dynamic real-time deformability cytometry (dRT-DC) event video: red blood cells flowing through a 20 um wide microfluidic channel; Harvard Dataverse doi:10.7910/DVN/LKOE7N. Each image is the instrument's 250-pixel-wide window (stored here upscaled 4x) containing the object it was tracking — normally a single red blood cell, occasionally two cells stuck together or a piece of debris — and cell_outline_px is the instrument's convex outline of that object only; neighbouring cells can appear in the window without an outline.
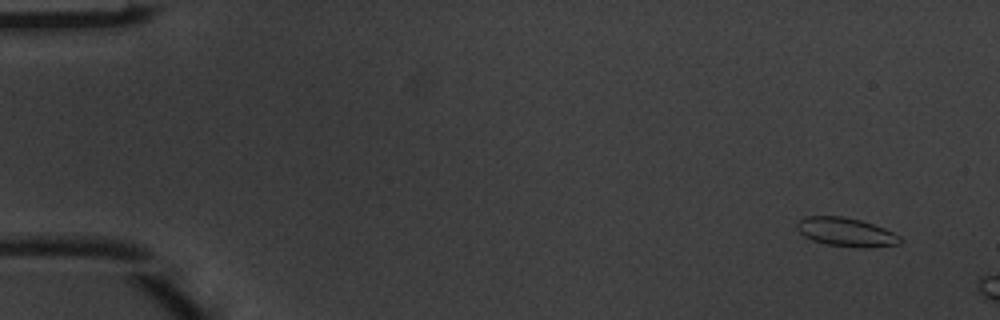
{"species": "common noctule bat (a hibernating species)", "species_latin": "Nyctalus noctula", "temperature_condition": "warm", "stored_images_in_passage": 2, "camera_frame_rate_fps": 3000, "um_per_image_px": 0.085, "animal": {"sex": "male", "body_mass_g": 20.1, "forearm_length_mm": 53.5}, "frame": {"image": 1, "passage_image": 1, "time_ms": 0.0, "image_size_px": [1000, 320], "cell_outline_px": [[904, 240], [900, 244], [828, 244], [812, 240], [804, 236], [796, 228], [796, 224], [804, 216], [844, 216], [860, 220], [884, 228], [900, 236]], "centroid_in_image_um": [71.83, 19.65], "position_along_channel_um": 13.2, "area_um2": 16.18}}